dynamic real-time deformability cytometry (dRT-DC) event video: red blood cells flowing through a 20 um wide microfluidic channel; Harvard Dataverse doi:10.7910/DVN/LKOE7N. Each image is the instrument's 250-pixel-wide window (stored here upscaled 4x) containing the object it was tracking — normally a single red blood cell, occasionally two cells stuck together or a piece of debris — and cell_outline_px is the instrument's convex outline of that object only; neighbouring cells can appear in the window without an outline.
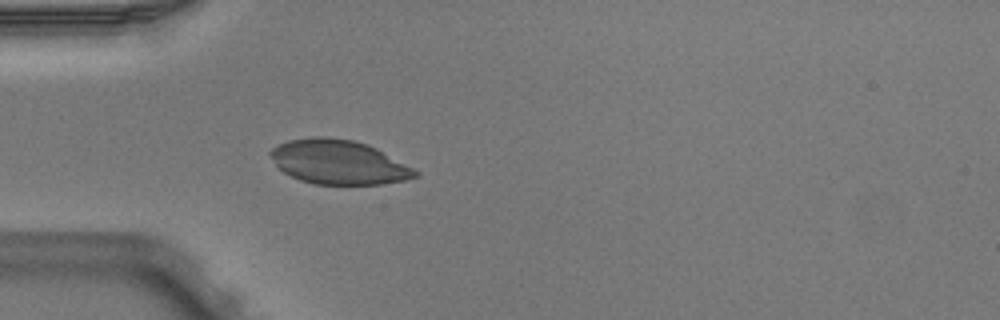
{"species": "Egyptian fruit bat (a non-hibernating species)", "species_latin": "Rousettus aegyptiacus", "temperature_condition": "warm", "stored_images_in_passage": 4, "camera_frame_rate_fps": 3000, "um_per_image_px": 0.085, "animal": {"sex": "male"}, "frame": {"image": 1, "passage_image": 4, "time_ms": 1.0, "image_size_px": [1000, 320], "cell_outline_px": [[420, 176], [404, 180], [380, 184], [312, 184], [300, 180], [284, 172], [276, 164], [268, 152], [272, 148], [288, 140], [312, 136], [320, 136], [352, 140], [368, 144], [376, 148], [420, 172]], "centroid_in_image_um": [28.78, 13.78], "position_along_channel_um": 56.2, "area_um2": 37.11}}